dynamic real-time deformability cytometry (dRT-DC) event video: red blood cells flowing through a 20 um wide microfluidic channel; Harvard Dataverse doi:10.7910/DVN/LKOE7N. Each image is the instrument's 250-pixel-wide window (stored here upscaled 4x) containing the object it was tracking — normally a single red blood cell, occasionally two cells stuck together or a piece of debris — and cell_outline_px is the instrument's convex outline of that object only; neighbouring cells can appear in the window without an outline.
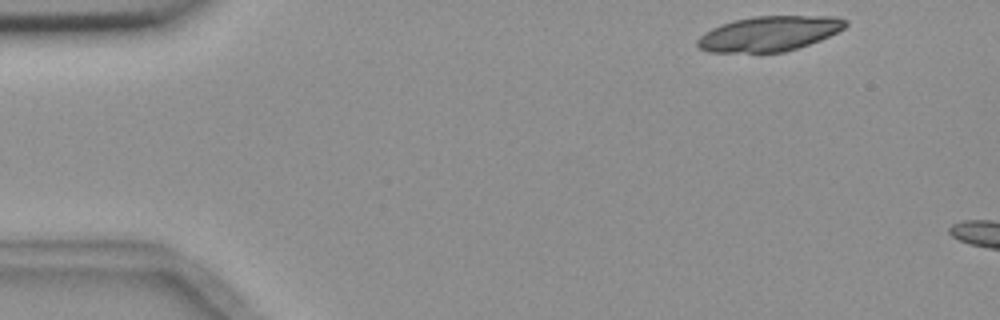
{"species": "common noctule bat (a hibernating species)", "species_latin": "Nyctalus noctula", "temperature_condition": "room temperature", "stored_images_in_passage": 2, "camera_frame_rate_fps": 3000, "um_per_image_px": 0.085, "animal": {"sex": "female", "body_mass_g": 18.4}, "frame": {"image": 1, "passage_image": 1, "time_ms": 0.0, "image_size_px": [1000, 320], "cell_outline_px": [[848, 24], [844, 28], [820, 40], [784, 52], [708, 52], [700, 48], [696, 44], [696, 40], [704, 32], [720, 24], [752, 16], [836, 16], [848, 20]], "centroid_in_image_um": [65.37, 2.85], "position_along_channel_um": 19.6, "area_um2": 30.17}}